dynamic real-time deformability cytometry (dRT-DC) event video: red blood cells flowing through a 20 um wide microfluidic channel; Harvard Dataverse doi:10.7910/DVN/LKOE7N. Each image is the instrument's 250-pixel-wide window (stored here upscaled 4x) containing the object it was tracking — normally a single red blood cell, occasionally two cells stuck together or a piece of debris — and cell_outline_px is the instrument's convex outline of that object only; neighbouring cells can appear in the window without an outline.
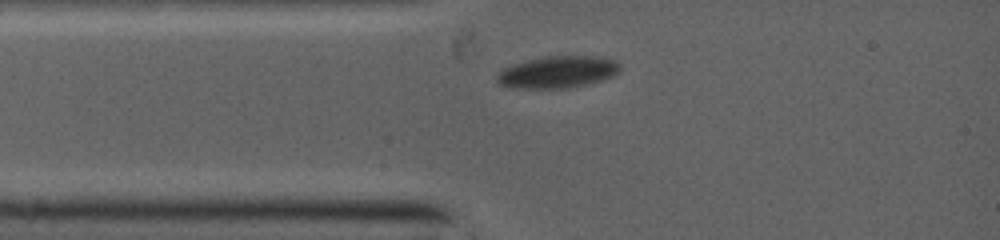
{"species": "common noctule bat (a hibernating species)", "species_latin": "Nyctalus noctula", "temperature_condition": "warm", "stored_images_in_passage": 2, "camera_frame_rate_fps": 5000, "um_per_image_px": 0.085, "animal": {"sex": "female", "body_mass_g": 19.0, "forearm_length_mm": 53.3}, "frame": {"image": 1, "passage_image": 1, "time_ms": 0.0, "image_size_px": [1000, 240], "cell_outline_px": [[620, 68], [616, 72], [600, 80], [584, 84], [564, 88], [528, 88], [500, 84], [496, 80], [496, 76], [504, 68], [516, 64], [548, 56], [580, 56], [612, 60], [620, 64]], "centroid_in_image_um": [47.36, 6.13], "position_along_channel_um": 37.6, "area_um2": 21.68}}